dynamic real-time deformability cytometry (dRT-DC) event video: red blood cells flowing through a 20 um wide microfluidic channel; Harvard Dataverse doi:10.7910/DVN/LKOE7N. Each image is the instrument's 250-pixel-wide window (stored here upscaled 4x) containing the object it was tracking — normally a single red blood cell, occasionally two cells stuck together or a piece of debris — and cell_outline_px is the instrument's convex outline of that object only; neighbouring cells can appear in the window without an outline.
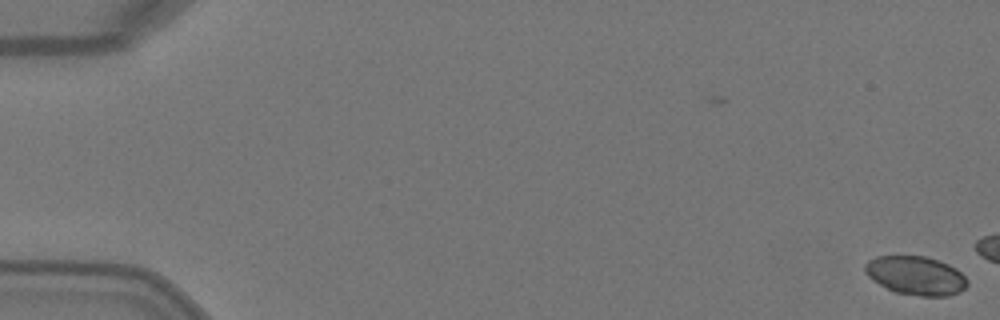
{"species": "Egyptian fruit bat (a non-hibernating species)", "species_latin": "Rousettus aegyptiacus", "temperature_condition": "warm", "stored_images_in_passage": 4, "camera_frame_rate_fps": 3000, "um_per_image_px": 0.085, "animal": {"sex": "female"}, "frame": {"image": 1, "passage_image": 1, "time_ms": 0.0, "image_size_px": [1000, 320], "cell_outline_px": [[968, 284], [960, 292], [948, 296], [920, 296], [896, 292], [872, 280], [864, 272], [864, 264], [868, 260], [876, 256], [924, 256], [948, 264], [956, 268], [968, 280]], "centroid_in_image_um": [77.84, 23.42], "position_along_channel_um": 7.2, "area_um2": 23.06}}